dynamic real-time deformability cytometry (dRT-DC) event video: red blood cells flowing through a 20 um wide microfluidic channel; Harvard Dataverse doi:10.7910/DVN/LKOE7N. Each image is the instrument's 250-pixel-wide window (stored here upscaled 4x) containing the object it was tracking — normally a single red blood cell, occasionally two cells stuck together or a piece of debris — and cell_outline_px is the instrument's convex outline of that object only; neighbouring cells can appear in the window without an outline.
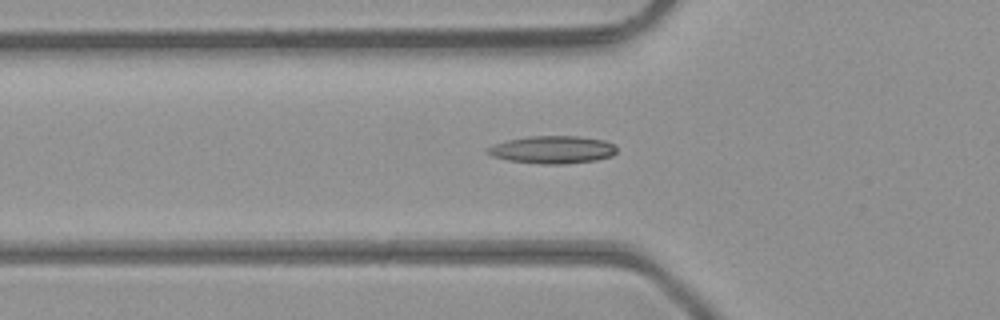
{"species": "common noctule bat (a hibernating species)", "species_latin": "Nyctalus noctula", "temperature_condition": "room temperature", "stored_images_in_passage": 44, "camera_frame_rate_fps": 3000, "um_per_image_px": 0.085, "animal": {"sex": "male", "body_mass_g": 23.1, "forearm_length_mm": 52.7}, "frame": {"image": 1, "passage_image": 14, "time_ms": 4.333, "image_size_px": [1000, 320], "cell_outline_px": [[616, 152], [612, 156], [596, 160], [568, 164], [540, 164], [508, 160], [492, 156], [488, 152], [488, 148], [496, 144], [508, 140], [528, 136], [576, 136], [604, 140], [612, 144], [616, 148]], "centroid_in_image_um": [47.0, 12.73], "position_along_channel_um": 78.8, "area_um2": 20.63}}
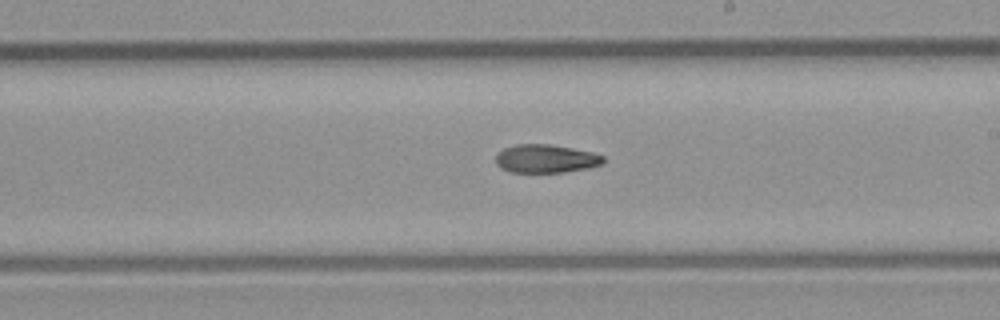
{"frame": {"image": 2, "passage_image": 25, "time_ms": 8.0, "image_size_px": [1000, 320], "cell_outline_px": [[604, 164], [588, 168], [564, 172], [512, 172], [500, 168], [496, 164], [496, 156], [504, 148], [516, 144], [548, 144], [572, 148], [592, 152], [604, 156]], "centroid_in_image_um": [46.41, 13.49], "position_along_channel_um": 242.6, "area_um2": 17.74}}
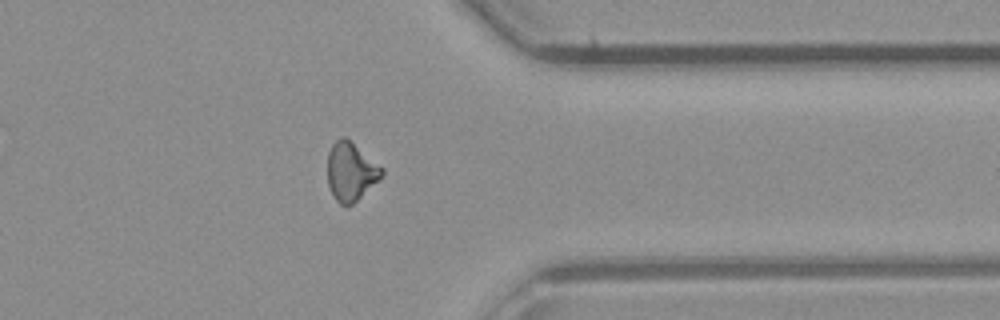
{"frame": {"image": 3, "passage_image": 35, "time_ms": 11.333, "image_size_px": [1000, 320], "cell_outline_px": [[384, 172], [352, 204], [340, 204], [336, 200], [328, 184], [328, 152], [332, 144], [340, 136], [344, 136], [384, 168]], "centroid_in_image_um": [29.79, 14.53], "position_along_channel_um": 381.6, "area_um2": 17.86}, "authors_computed_cell_mechanics": {"area_um2": 18.2359, "velocity_mm_per_s": 4.4239, "shape_relaxation_time_tau1_ms": null, "shape_relaxation_time_tau2_ms": 8.3176, "deformation_change_tau1": null, "deformation_change_tau2": 0.1835}}